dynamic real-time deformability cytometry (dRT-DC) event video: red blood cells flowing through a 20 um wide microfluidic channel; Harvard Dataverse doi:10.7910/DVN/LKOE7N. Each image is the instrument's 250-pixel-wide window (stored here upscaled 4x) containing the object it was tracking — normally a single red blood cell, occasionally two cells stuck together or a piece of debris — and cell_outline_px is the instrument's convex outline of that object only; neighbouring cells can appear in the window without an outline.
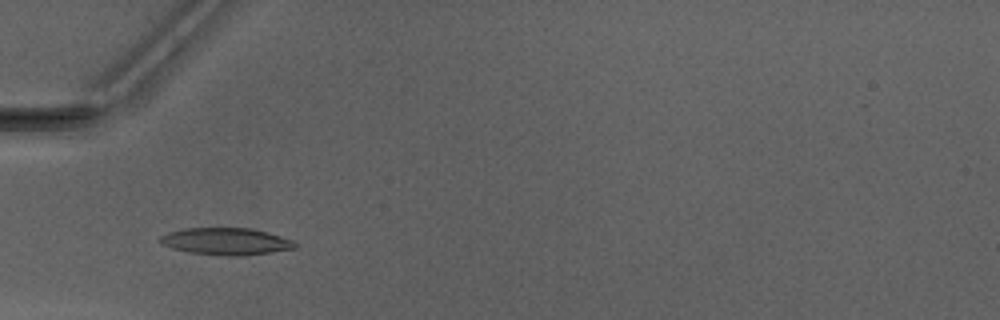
{"species": "Egyptian fruit bat (a non-hibernating species)", "species_latin": "Rousettus aegyptiacus", "temperature_condition": "warm", "stored_images_in_passage": 44, "camera_frame_rate_fps": 3000, "um_per_image_px": 0.085, "animal": {"sex": "male"}, "frame": {"image": 1, "passage_image": 11, "time_ms": 3.333, "image_size_px": [1000, 320], "cell_outline_px": [[296, 248], [272, 252], [244, 256], [220, 256], [188, 252], [172, 248], [164, 244], [160, 240], [160, 236], [168, 232], [184, 228], [252, 228], [268, 232], [292, 240], [296, 244]], "centroid_in_image_um": [19.22, 20.52], "position_along_channel_um": 65.8, "area_um2": 21.33}}
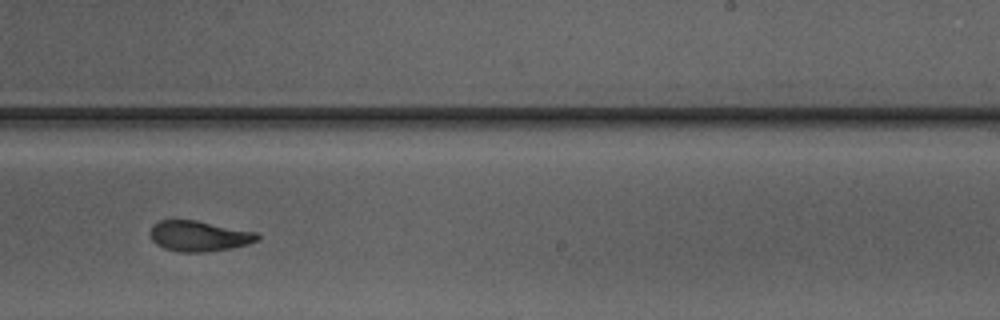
{"frame": {"image": 2, "passage_image": 26, "time_ms": 8.333, "image_size_px": [1000, 320], "cell_outline_px": [[260, 240], [248, 244], [232, 248], [204, 252], [180, 252], [164, 248], [156, 244], [152, 240], [148, 232], [152, 224], [160, 220], [196, 220], [256, 232], [260, 236]], "centroid_in_image_um": [16.9, 20.06], "position_along_channel_um": 272.1, "area_um2": 19.25}}
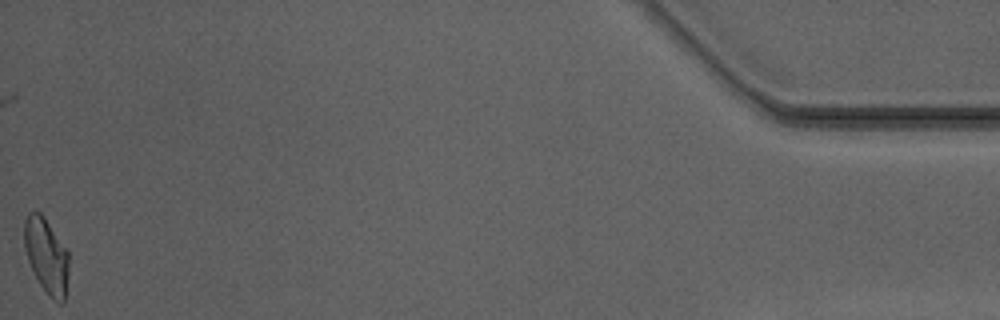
{"frame": {"image": 3, "passage_image": 44, "time_ms": 14.333, "image_size_px": [1000, 320], "cell_outline_px": [[68, 272], [64, 304], [60, 304], [52, 300], [48, 296], [40, 284], [28, 260], [24, 248], [24, 220], [28, 212], [40, 212], [44, 216], [68, 252]], "centroid_in_image_um": [3.94, 21.76], "position_along_channel_um": 431.3, "area_um2": 19.48}, "authors_computed_cell_mechanics": {"area_um2": 19.5075, "velocity_mm_per_s": 4.1753, "shape_relaxation_time_tau1_ms": 3.0287, "shape_relaxation_time_tau2_ms": 1.758, "deformation_change_tau1": 0.1533, "deformation_change_tau2": 0.0839}}